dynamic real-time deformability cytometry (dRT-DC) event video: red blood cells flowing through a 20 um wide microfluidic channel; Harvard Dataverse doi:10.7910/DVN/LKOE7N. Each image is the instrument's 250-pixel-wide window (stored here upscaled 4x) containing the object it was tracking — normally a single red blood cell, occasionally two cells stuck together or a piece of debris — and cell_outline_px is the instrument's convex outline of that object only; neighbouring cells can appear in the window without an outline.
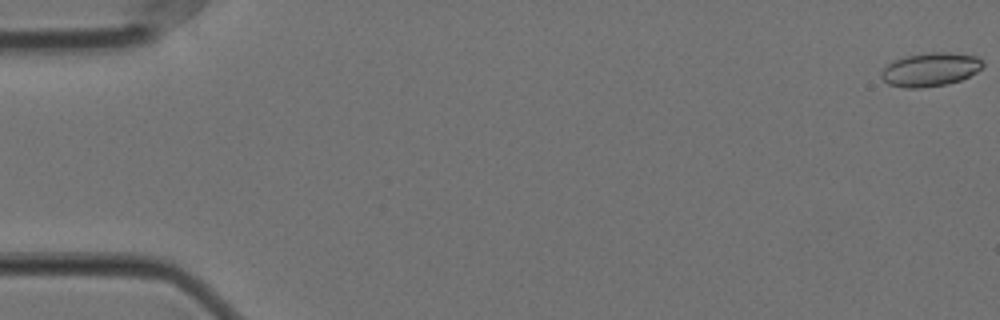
{"species": "Egyptian fruit bat (a non-hibernating species)", "species_latin": "Rousettus aegyptiacus", "temperature_condition": "cold", "stored_images_in_passage": 53, "camera_frame_rate_fps": 3000, "um_per_image_px": 0.085, "animal": {"sex": "female"}, "frame": {"image": 1, "passage_image": 1, "time_ms": 0.0, "image_size_px": [1000, 320], "cell_outline_px": [[984, 64], [976, 72], [960, 80], [944, 84], [920, 88], [904, 88], [888, 84], [880, 76], [880, 72], [888, 64], [896, 60], [908, 56], [932, 52], [948, 52], [976, 56], [984, 60]], "centroid_in_image_um": [79.08, 5.91], "position_along_channel_um": 5.9, "area_um2": 19.65}}
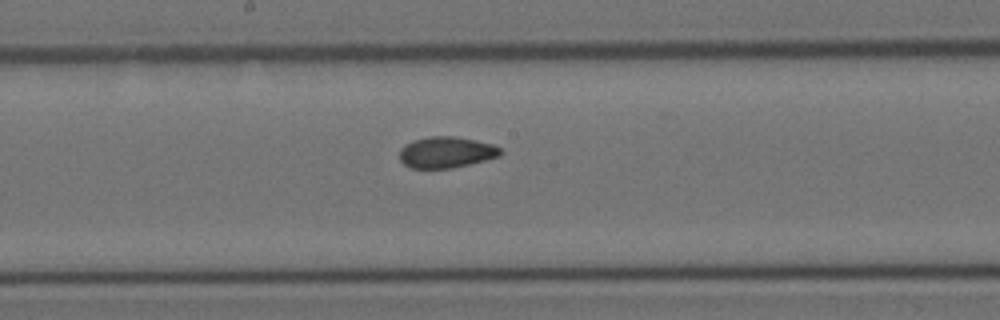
{"frame": {"image": 2, "passage_image": 31, "time_ms": 10.0, "image_size_px": [1000, 320], "cell_outline_px": [[500, 156], [452, 168], [412, 168], [404, 164], [400, 160], [400, 148], [404, 144], [412, 140], [428, 136], [452, 136], [476, 140], [492, 144], [500, 148]], "centroid_in_image_um": [37.89, 12.93], "position_along_channel_um": 210.3, "area_um2": 18.26}}
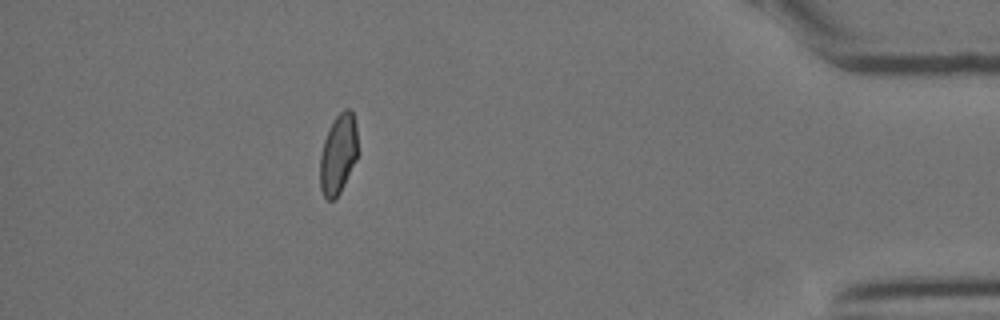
{"frame": {"image": 3, "passage_image": 52, "time_ms": 17.0, "image_size_px": [1000, 320], "cell_outline_px": [[356, 160], [340, 192], [332, 200], [328, 200], [324, 196], [320, 188], [320, 156], [324, 140], [328, 128], [332, 120], [344, 108], [348, 108], [352, 112], [356, 124]], "centroid_in_image_um": [28.73, 13.07], "position_along_channel_um": 406.5, "area_um2": 17.4}}